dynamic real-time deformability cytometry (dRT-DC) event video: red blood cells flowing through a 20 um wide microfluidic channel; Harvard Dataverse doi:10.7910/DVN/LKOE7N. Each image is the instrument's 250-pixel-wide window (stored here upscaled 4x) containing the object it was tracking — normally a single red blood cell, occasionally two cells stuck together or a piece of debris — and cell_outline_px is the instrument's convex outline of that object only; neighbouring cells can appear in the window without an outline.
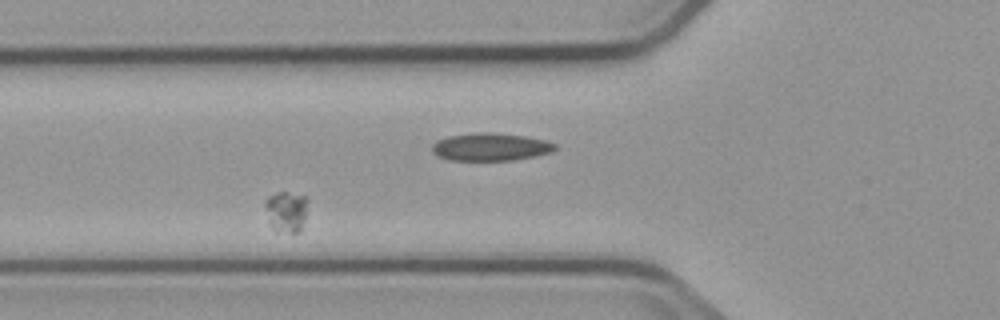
{"species": "common noctule bat (a hibernating species)", "species_latin": "Nyctalus noctula", "temperature_condition": "cold", "stored_images_in_passage": 4, "camera_frame_rate_fps": 3000, "um_per_image_px": 0.085, "animal": {"sex": "male", "body_mass_g": 23.1, "forearm_length_mm": 52.7}, "frame": {"image": 1, "passage_image": 3, "time_ms": 2.333, "image_size_px": [1000, 320], "cell_outline_px": [[308, 200], [304, 216], [300, 228], [296, 232], [292, 232], [272, 228], [268, 224], [264, 204], [264, 200], [268, 196], [276, 192], [288, 192], [308, 196]], "centroid_in_image_um": [24.28, 17.91], "position_along_channel_um": 101.5, "area_um2": 10.12}}